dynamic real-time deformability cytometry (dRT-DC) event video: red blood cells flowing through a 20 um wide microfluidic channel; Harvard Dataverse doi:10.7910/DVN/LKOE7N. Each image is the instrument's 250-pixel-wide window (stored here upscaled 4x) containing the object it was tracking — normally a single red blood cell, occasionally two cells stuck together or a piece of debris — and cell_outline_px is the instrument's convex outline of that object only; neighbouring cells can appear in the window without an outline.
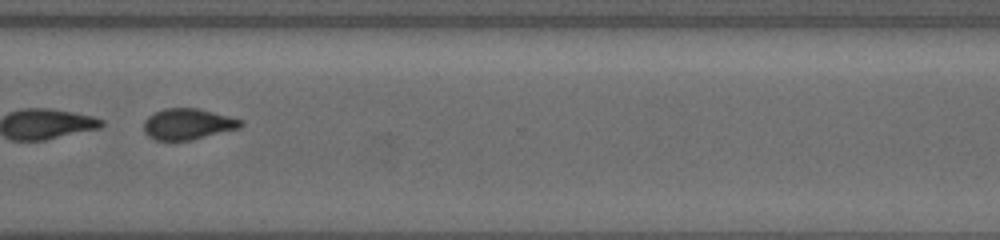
{"species": "common noctule bat (a hibernating species)", "species_latin": "Nyctalus noctula", "temperature_condition": "cold", "stored_images_in_passage": 56, "segment_of_instrument_passage": [2, 2], "camera_frame_rate_fps": 3000, "um_per_image_px": 0.085, "animal": {"sex": "female", "body_mass_g": 19.5, "forearm_length_mm": 54.1}, "frame": {"image": 1, "passage_image": 45, "time_ms": 14.667, "image_size_px": [1000, 240], "cell_outline_px": [[244, 124], [236, 128], [188, 140], [156, 140], [148, 136], [144, 132], [144, 120], [148, 116], [164, 108], [200, 108], [244, 120]], "centroid_in_image_um": [15.94, 10.52], "position_along_channel_um": 354.7, "area_um2": 17.28}}